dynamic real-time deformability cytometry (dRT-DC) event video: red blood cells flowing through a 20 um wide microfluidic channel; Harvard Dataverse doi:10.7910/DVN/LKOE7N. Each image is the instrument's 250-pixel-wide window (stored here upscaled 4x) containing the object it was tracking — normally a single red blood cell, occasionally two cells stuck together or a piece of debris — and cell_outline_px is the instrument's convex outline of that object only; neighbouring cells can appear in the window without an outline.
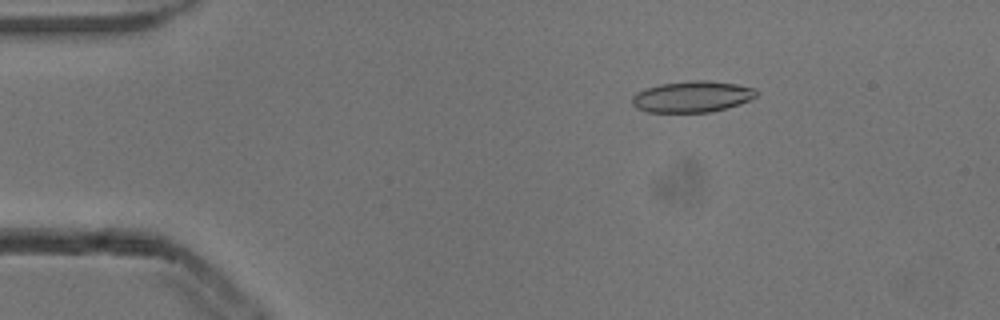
{"species": "common noctule bat (a hibernating species)", "species_latin": "Nyctalus noctula", "temperature_condition": "cold", "stored_images_in_passage": 4, "camera_frame_rate_fps": 3000, "um_per_image_px": 0.085, "animal": {"sex": "male", "body_mass_g": 13.3}, "frame": {"image": 1, "passage_image": 3, "time_ms": 0.667, "image_size_px": [1000, 320], "cell_outline_px": [[756, 96], [740, 104], [708, 112], [648, 112], [636, 108], [632, 104], [632, 96], [636, 92], [660, 84], [692, 80], [708, 80], [736, 84], [756, 88]], "centroid_in_image_um": [58.81, 8.21], "position_along_channel_um": 26.2, "area_um2": 22.48}}